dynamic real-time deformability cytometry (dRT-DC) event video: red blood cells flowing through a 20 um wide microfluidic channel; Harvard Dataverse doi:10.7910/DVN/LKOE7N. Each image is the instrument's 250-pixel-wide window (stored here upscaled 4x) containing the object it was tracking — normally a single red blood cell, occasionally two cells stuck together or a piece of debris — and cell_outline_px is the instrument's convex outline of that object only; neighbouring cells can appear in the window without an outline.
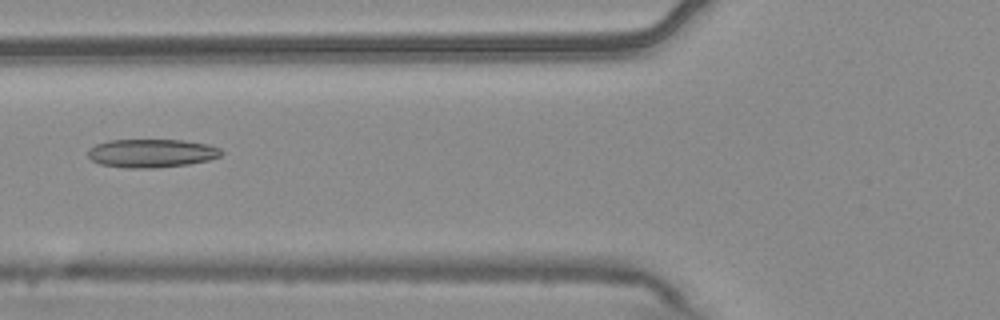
{"species": "common noctule bat (a hibernating species)", "species_latin": "Nyctalus noctula", "temperature_condition": "warm", "stored_images_in_passage": 8, "camera_frame_rate_fps": 3000, "um_per_image_px": 0.085, "animal": {"sex": "male", "body_mass_g": 20.4}, "frame": {"image": 1, "passage_image": 5, "time_ms": 1.333, "image_size_px": [1000, 320], "cell_outline_px": [[224, 152], [220, 156], [208, 160], [188, 164], [156, 168], [128, 168], [100, 164], [92, 160], [88, 156], [88, 148], [96, 144], [108, 140], [184, 140], [208, 144], [220, 148]], "centroid_in_image_um": [12.88, 13.02], "position_along_channel_um": 112.9, "area_um2": 22.2}}
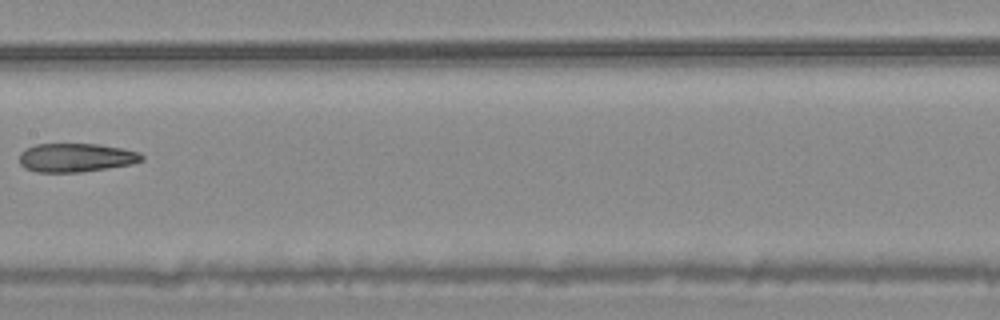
{"frame": {"image": 2, "passage_image": 7, "time_ms": 2.0, "image_size_px": [1000, 320], "cell_outline_px": [[144, 160], [132, 164], [108, 168], [80, 172], [36, 172], [24, 168], [20, 164], [20, 152], [24, 148], [36, 144], [96, 144], [120, 148], [140, 152], [144, 156]], "centroid_in_image_um": [6.44, 13.4], "position_along_channel_um": 201.0, "area_um2": 20.58}}
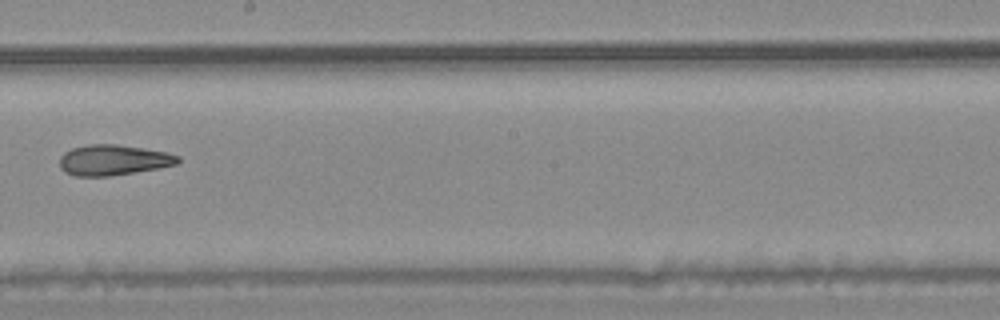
{"frame": {"image": 3, "passage_image": 8, "time_ms": 2.333, "image_size_px": [1000, 320], "cell_outline_px": [[180, 160], [176, 164], [160, 168], [108, 176], [76, 176], [64, 172], [60, 168], [60, 156], [64, 152], [72, 148], [88, 144], [116, 144], [168, 152], [180, 156]], "centroid_in_image_um": [9.62, 13.6], "position_along_channel_um": 238.6, "area_um2": 21.1}}